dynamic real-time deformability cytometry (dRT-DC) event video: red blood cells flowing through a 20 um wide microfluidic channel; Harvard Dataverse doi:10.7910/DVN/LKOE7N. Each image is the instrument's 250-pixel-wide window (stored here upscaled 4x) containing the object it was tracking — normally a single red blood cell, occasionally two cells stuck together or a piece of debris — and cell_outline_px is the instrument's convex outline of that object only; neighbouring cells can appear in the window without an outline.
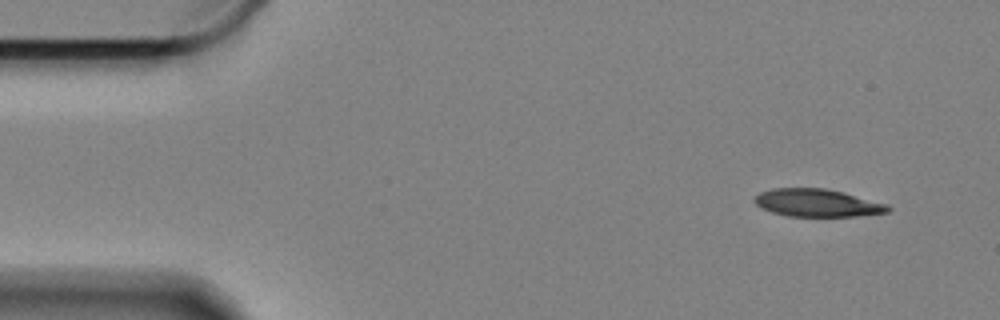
{"species": "Egyptian fruit bat (a non-hibernating species)", "species_latin": "Rousettus aegyptiacus", "temperature_condition": "cold", "stored_images_in_passage": 55, "camera_frame_rate_fps": 3000, "um_per_image_px": 0.085, "animal": {"sex": "female"}, "frame": {"image": 1, "passage_image": 1, "time_ms": 0.0, "image_size_px": [1000, 320], "cell_outline_px": [[892, 208], [888, 212], [852, 216], [788, 216], [772, 212], [756, 204], [752, 200], [760, 192], [772, 188], [824, 188], [844, 192], [884, 204]], "centroid_in_image_um": [69.42, 17.24], "position_along_channel_um": 15.6, "area_um2": 21.21}}
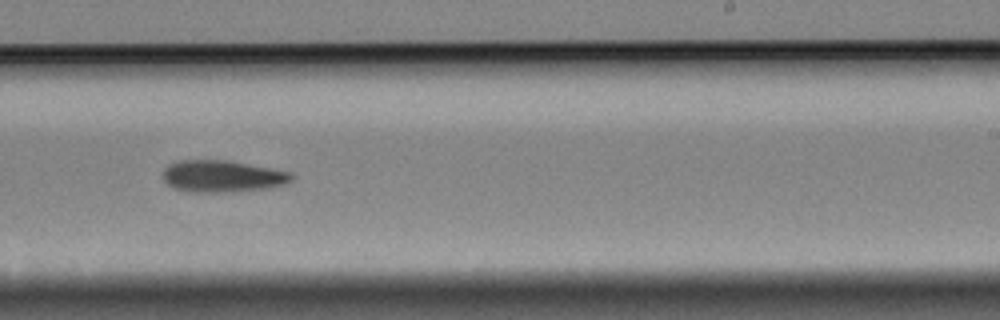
{"frame": {"image": 2, "passage_image": 32, "time_ms": 10.333, "image_size_px": [1000, 320], "cell_outline_px": [[296, 176], [292, 180], [284, 184], [268, 188], [232, 192], [192, 192], [172, 188], [164, 180], [164, 168], [168, 164], [176, 160], [228, 160], [292, 172]], "centroid_in_image_um": [18.91, 14.98], "position_along_channel_um": 270.1, "area_um2": 24.1}}
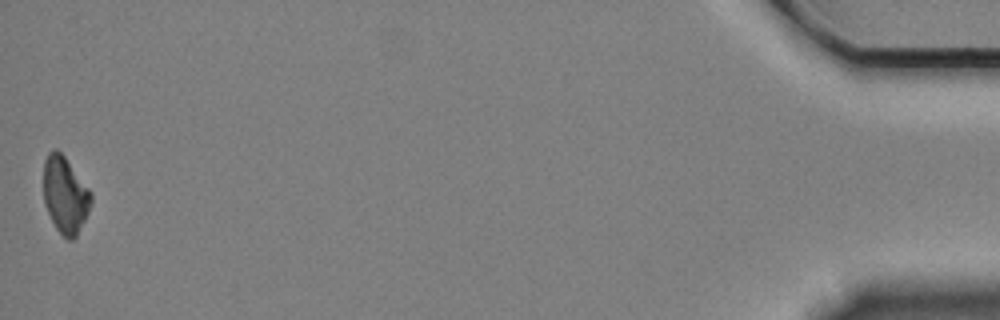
{"frame": {"image": 3, "passage_image": 55, "time_ms": 18.0, "image_size_px": [1000, 320], "cell_outline_px": [[92, 200], [88, 212], [76, 236], [72, 240], [68, 240], [56, 228], [44, 204], [44, 160], [48, 152], [52, 148], [56, 148], [64, 156], [92, 192]], "centroid_in_image_um": [5.53, 16.54], "position_along_channel_um": 429.7, "area_um2": 21.1}, "authors_computed_cell_mechanics": {"area_um2": 23.0622, "velocity_mm_per_s": 3.3424, "shape_relaxation_time_tau1_ms": 3.5652, "shape_relaxation_time_tau2_ms": null, "deformation_change_tau1": 0.1295, "deformation_change_tau2": null}}